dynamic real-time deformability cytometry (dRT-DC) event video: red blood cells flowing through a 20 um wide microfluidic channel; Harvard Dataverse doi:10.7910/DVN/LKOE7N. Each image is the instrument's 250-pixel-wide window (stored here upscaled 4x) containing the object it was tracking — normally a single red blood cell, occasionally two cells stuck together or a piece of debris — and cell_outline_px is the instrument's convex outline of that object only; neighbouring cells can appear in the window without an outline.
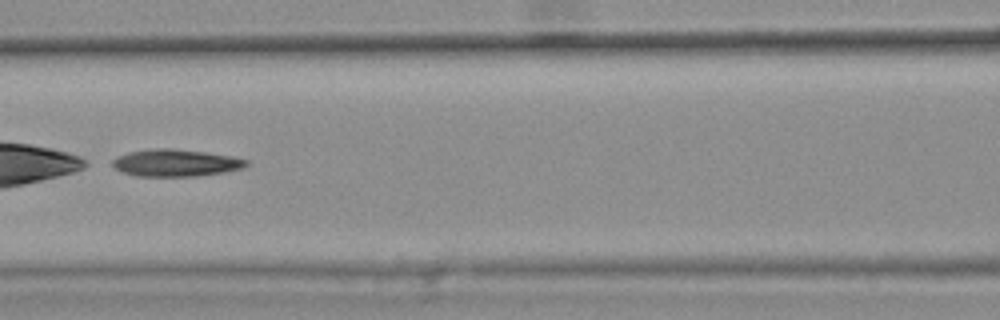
{"species": "common noctule bat (a hibernating species)", "species_latin": "Nyctalus noctula", "temperature_condition": "warm", "stored_images_in_passage": 6, "camera_frame_rate_fps": 3000, "um_per_image_px": 0.085, "animal": {"sex": "female", "body_mass_g": 25.1}, "frame": {"image": 1, "passage_image": 6, "time_ms": 1.667, "image_size_px": [1000, 320], "cell_outline_px": [[248, 164], [240, 168], [224, 172], [196, 176], [136, 176], [124, 172], [116, 168], [112, 164], [112, 160], [116, 156], [128, 152], [156, 148], [172, 148], [204, 152], [228, 156], [248, 160]], "centroid_in_image_um": [14.89, 13.84], "position_along_channel_um": 151.7, "area_um2": 20.87}}